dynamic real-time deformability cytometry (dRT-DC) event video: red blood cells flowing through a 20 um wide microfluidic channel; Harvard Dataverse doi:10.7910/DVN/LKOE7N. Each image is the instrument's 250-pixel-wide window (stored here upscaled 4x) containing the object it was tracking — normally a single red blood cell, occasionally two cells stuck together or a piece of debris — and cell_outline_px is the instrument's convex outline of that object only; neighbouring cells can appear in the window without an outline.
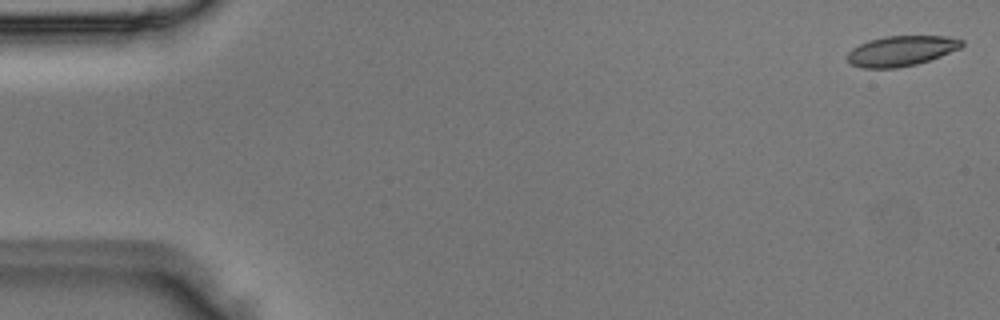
{"species": "Egyptian fruit bat (a non-hibernating species)", "species_latin": "Rousettus aegyptiacus", "temperature_condition": "room temperature", "stored_images_in_passage": 4, "camera_frame_rate_fps": 3000, "um_per_image_px": 0.085, "animal": {"sex": "male"}, "frame": {"image": 1, "passage_image": 1, "time_ms": 0.0, "image_size_px": [1000, 320], "cell_outline_px": [[964, 44], [960, 48], [940, 56], [916, 64], [896, 68], [860, 68], [852, 64], [844, 56], [852, 48], [868, 40], [884, 36], [948, 36], [964, 40]], "centroid_in_image_um": [76.58, 4.32], "position_along_channel_um": 8.4, "area_um2": 20.23}}
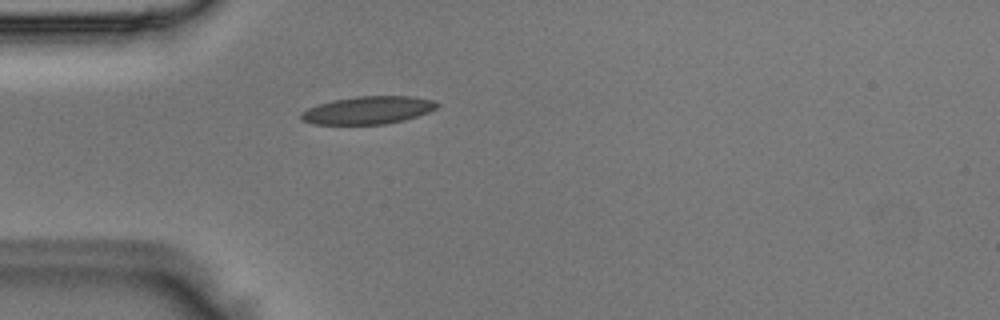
{"frame": {"image": 2, "passage_image": 4, "time_ms": 1.0, "image_size_px": [1000, 320], "cell_outline_px": [[440, 104], [436, 108], [428, 112], [404, 120], [384, 124], [312, 124], [300, 120], [300, 112], [308, 108], [332, 100], [356, 96], [412, 96], [432, 100]], "centroid_in_image_um": [31.25, 9.36], "position_along_channel_um": 53.8, "area_um2": 21.96}}